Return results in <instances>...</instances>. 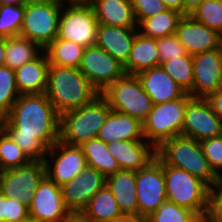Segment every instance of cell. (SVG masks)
<instances>
[{"mask_svg":"<svg viewBox=\"0 0 222 222\" xmlns=\"http://www.w3.org/2000/svg\"><path fill=\"white\" fill-rule=\"evenodd\" d=\"M106 185L112 191L120 212L138 217L136 171L119 170L106 177Z\"/></svg>","mask_w":222,"mask_h":222,"instance_id":"obj_23","label":"cell"},{"mask_svg":"<svg viewBox=\"0 0 222 222\" xmlns=\"http://www.w3.org/2000/svg\"><path fill=\"white\" fill-rule=\"evenodd\" d=\"M90 5L99 24L123 28H138L130 0H93Z\"/></svg>","mask_w":222,"mask_h":222,"instance_id":"obj_25","label":"cell"},{"mask_svg":"<svg viewBox=\"0 0 222 222\" xmlns=\"http://www.w3.org/2000/svg\"><path fill=\"white\" fill-rule=\"evenodd\" d=\"M61 3L67 4H90L93 0H59ZM67 1V2H66Z\"/></svg>","mask_w":222,"mask_h":222,"instance_id":"obj_51","label":"cell"},{"mask_svg":"<svg viewBox=\"0 0 222 222\" xmlns=\"http://www.w3.org/2000/svg\"><path fill=\"white\" fill-rule=\"evenodd\" d=\"M107 148L118 162L120 170L139 171L157 156V149L147 141L119 140L107 143Z\"/></svg>","mask_w":222,"mask_h":222,"instance_id":"obj_19","label":"cell"},{"mask_svg":"<svg viewBox=\"0 0 222 222\" xmlns=\"http://www.w3.org/2000/svg\"><path fill=\"white\" fill-rule=\"evenodd\" d=\"M130 3L138 23L144 18L155 16L168 9L161 0H130Z\"/></svg>","mask_w":222,"mask_h":222,"instance_id":"obj_40","label":"cell"},{"mask_svg":"<svg viewBox=\"0 0 222 222\" xmlns=\"http://www.w3.org/2000/svg\"><path fill=\"white\" fill-rule=\"evenodd\" d=\"M65 222H93V221L87 219L81 213H79V214H70Z\"/></svg>","mask_w":222,"mask_h":222,"instance_id":"obj_49","label":"cell"},{"mask_svg":"<svg viewBox=\"0 0 222 222\" xmlns=\"http://www.w3.org/2000/svg\"><path fill=\"white\" fill-rule=\"evenodd\" d=\"M78 69L100 94L125 74L123 64L97 45L84 49Z\"/></svg>","mask_w":222,"mask_h":222,"instance_id":"obj_13","label":"cell"},{"mask_svg":"<svg viewBox=\"0 0 222 222\" xmlns=\"http://www.w3.org/2000/svg\"><path fill=\"white\" fill-rule=\"evenodd\" d=\"M5 222H10V221H5ZM14 222H38V221H36L33 217L28 215L26 218L19 221H14Z\"/></svg>","mask_w":222,"mask_h":222,"instance_id":"obj_53","label":"cell"},{"mask_svg":"<svg viewBox=\"0 0 222 222\" xmlns=\"http://www.w3.org/2000/svg\"><path fill=\"white\" fill-rule=\"evenodd\" d=\"M219 38H220V45L222 46V31H221V33L219 34Z\"/></svg>","mask_w":222,"mask_h":222,"instance_id":"obj_54","label":"cell"},{"mask_svg":"<svg viewBox=\"0 0 222 222\" xmlns=\"http://www.w3.org/2000/svg\"><path fill=\"white\" fill-rule=\"evenodd\" d=\"M6 38H0V68L5 66Z\"/></svg>","mask_w":222,"mask_h":222,"instance_id":"obj_47","label":"cell"},{"mask_svg":"<svg viewBox=\"0 0 222 222\" xmlns=\"http://www.w3.org/2000/svg\"><path fill=\"white\" fill-rule=\"evenodd\" d=\"M157 156L166 164L203 181L210 189L222 182L210 168L201 143L184 136L173 137L157 148Z\"/></svg>","mask_w":222,"mask_h":222,"instance_id":"obj_3","label":"cell"},{"mask_svg":"<svg viewBox=\"0 0 222 222\" xmlns=\"http://www.w3.org/2000/svg\"><path fill=\"white\" fill-rule=\"evenodd\" d=\"M203 0H183V15H191Z\"/></svg>","mask_w":222,"mask_h":222,"instance_id":"obj_44","label":"cell"},{"mask_svg":"<svg viewBox=\"0 0 222 222\" xmlns=\"http://www.w3.org/2000/svg\"><path fill=\"white\" fill-rule=\"evenodd\" d=\"M6 197L0 193V222H5Z\"/></svg>","mask_w":222,"mask_h":222,"instance_id":"obj_48","label":"cell"},{"mask_svg":"<svg viewBox=\"0 0 222 222\" xmlns=\"http://www.w3.org/2000/svg\"><path fill=\"white\" fill-rule=\"evenodd\" d=\"M162 69L177 82L186 93L193 86V57L190 54L178 56L160 64Z\"/></svg>","mask_w":222,"mask_h":222,"instance_id":"obj_32","label":"cell"},{"mask_svg":"<svg viewBox=\"0 0 222 222\" xmlns=\"http://www.w3.org/2000/svg\"><path fill=\"white\" fill-rule=\"evenodd\" d=\"M181 136L198 142L222 136V120L204 98H192L188 102Z\"/></svg>","mask_w":222,"mask_h":222,"instance_id":"obj_14","label":"cell"},{"mask_svg":"<svg viewBox=\"0 0 222 222\" xmlns=\"http://www.w3.org/2000/svg\"><path fill=\"white\" fill-rule=\"evenodd\" d=\"M45 94L60 116L91 103L100 95L78 68L55 65H49Z\"/></svg>","mask_w":222,"mask_h":222,"instance_id":"obj_2","label":"cell"},{"mask_svg":"<svg viewBox=\"0 0 222 222\" xmlns=\"http://www.w3.org/2000/svg\"><path fill=\"white\" fill-rule=\"evenodd\" d=\"M138 217L148 218L167 201L163 161L156 156L147 167L136 171Z\"/></svg>","mask_w":222,"mask_h":222,"instance_id":"obj_11","label":"cell"},{"mask_svg":"<svg viewBox=\"0 0 222 222\" xmlns=\"http://www.w3.org/2000/svg\"><path fill=\"white\" fill-rule=\"evenodd\" d=\"M44 49L37 43L21 36L6 38L5 66L16 70L37 58Z\"/></svg>","mask_w":222,"mask_h":222,"instance_id":"obj_29","label":"cell"},{"mask_svg":"<svg viewBox=\"0 0 222 222\" xmlns=\"http://www.w3.org/2000/svg\"><path fill=\"white\" fill-rule=\"evenodd\" d=\"M205 100L209 103L211 109L218 115L222 120V88L209 94Z\"/></svg>","mask_w":222,"mask_h":222,"instance_id":"obj_43","label":"cell"},{"mask_svg":"<svg viewBox=\"0 0 222 222\" xmlns=\"http://www.w3.org/2000/svg\"><path fill=\"white\" fill-rule=\"evenodd\" d=\"M28 211L38 222H65L71 214L65 207L61 187L47 176L35 191Z\"/></svg>","mask_w":222,"mask_h":222,"instance_id":"obj_17","label":"cell"},{"mask_svg":"<svg viewBox=\"0 0 222 222\" xmlns=\"http://www.w3.org/2000/svg\"><path fill=\"white\" fill-rule=\"evenodd\" d=\"M101 95L111 110L130 115L143 122L152 110L153 102L136 75L124 74L110 84Z\"/></svg>","mask_w":222,"mask_h":222,"instance_id":"obj_8","label":"cell"},{"mask_svg":"<svg viewBox=\"0 0 222 222\" xmlns=\"http://www.w3.org/2000/svg\"><path fill=\"white\" fill-rule=\"evenodd\" d=\"M159 66V53L156 39L136 34L130 55L123 65L126 74H134Z\"/></svg>","mask_w":222,"mask_h":222,"instance_id":"obj_26","label":"cell"},{"mask_svg":"<svg viewBox=\"0 0 222 222\" xmlns=\"http://www.w3.org/2000/svg\"><path fill=\"white\" fill-rule=\"evenodd\" d=\"M31 160L0 126V169L8 170L27 164Z\"/></svg>","mask_w":222,"mask_h":222,"instance_id":"obj_33","label":"cell"},{"mask_svg":"<svg viewBox=\"0 0 222 222\" xmlns=\"http://www.w3.org/2000/svg\"><path fill=\"white\" fill-rule=\"evenodd\" d=\"M198 215L170 201H165L145 222H194Z\"/></svg>","mask_w":222,"mask_h":222,"instance_id":"obj_37","label":"cell"},{"mask_svg":"<svg viewBox=\"0 0 222 222\" xmlns=\"http://www.w3.org/2000/svg\"><path fill=\"white\" fill-rule=\"evenodd\" d=\"M156 47L159 53V66L162 62L188 54L175 34L156 39Z\"/></svg>","mask_w":222,"mask_h":222,"instance_id":"obj_39","label":"cell"},{"mask_svg":"<svg viewBox=\"0 0 222 222\" xmlns=\"http://www.w3.org/2000/svg\"><path fill=\"white\" fill-rule=\"evenodd\" d=\"M81 214L93 222H105L122 215L107 185L98 191Z\"/></svg>","mask_w":222,"mask_h":222,"instance_id":"obj_30","label":"cell"},{"mask_svg":"<svg viewBox=\"0 0 222 222\" xmlns=\"http://www.w3.org/2000/svg\"><path fill=\"white\" fill-rule=\"evenodd\" d=\"M138 28H123L99 24L95 45L123 65L127 62Z\"/></svg>","mask_w":222,"mask_h":222,"instance_id":"obj_21","label":"cell"},{"mask_svg":"<svg viewBox=\"0 0 222 222\" xmlns=\"http://www.w3.org/2000/svg\"><path fill=\"white\" fill-rule=\"evenodd\" d=\"M208 212L222 222V182L210 190Z\"/></svg>","mask_w":222,"mask_h":222,"instance_id":"obj_42","label":"cell"},{"mask_svg":"<svg viewBox=\"0 0 222 222\" xmlns=\"http://www.w3.org/2000/svg\"><path fill=\"white\" fill-rule=\"evenodd\" d=\"M49 61L45 51L15 70L17 89L21 94L45 93Z\"/></svg>","mask_w":222,"mask_h":222,"instance_id":"obj_24","label":"cell"},{"mask_svg":"<svg viewBox=\"0 0 222 222\" xmlns=\"http://www.w3.org/2000/svg\"><path fill=\"white\" fill-rule=\"evenodd\" d=\"M63 7L57 38L72 41L84 48L95 45L99 23L93 7L90 4H64Z\"/></svg>","mask_w":222,"mask_h":222,"instance_id":"obj_9","label":"cell"},{"mask_svg":"<svg viewBox=\"0 0 222 222\" xmlns=\"http://www.w3.org/2000/svg\"><path fill=\"white\" fill-rule=\"evenodd\" d=\"M45 176L43 161H30L20 167L3 170L0 175V193L29 206Z\"/></svg>","mask_w":222,"mask_h":222,"instance_id":"obj_10","label":"cell"},{"mask_svg":"<svg viewBox=\"0 0 222 222\" xmlns=\"http://www.w3.org/2000/svg\"><path fill=\"white\" fill-rule=\"evenodd\" d=\"M198 222H220L209 212L202 213L198 215Z\"/></svg>","mask_w":222,"mask_h":222,"instance_id":"obj_50","label":"cell"},{"mask_svg":"<svg viewBox=\"0 0 222 222\" xmlns=\"http://www.w3.org/2000/svg\"><path fill=\"white\" fill-rule=\"evenodd\" d=\"M0 126L31 161H44L59 140L60 115L45 93L21 94Z\"/></svg>","mask_w":222,"mask_h":222,"instance_id":"obj_1","label":"cell"},{"mask_svg":"<svg viewBox=\"0 0 222 222\" xmlns=\"http://www.w3.org/2000/svg\"><path fill=\"white\" fill-rule=\"evenodd\" d=\"M193 57V86L188 92L193 98H206L222 88V46L197 53Z\"/></svg>","mask_w":222,"mask_h":222,"instance_id":"obj_15","label":"cell"},{"mask_svg":"<svg viewBox=\"0 0 222 222\" xmlns=\"http://www.w3.org/2000/svg\"><path fill=\"white\" fill-rule=\"evenodd\" d=\"M106 185V177L95 168L86 166L73 180L61 186L66 209L79 214L91 199Z\"/></svg>","mask_w":222,"mask_h":222,"instance_id":"obj_16","label":"cell"},{"mask_svg":"<svg viewBox=\"0 0 222 222\" xmlns=\"http://www.w3.org/2000/svg\"><path fill=\"white\" fill-rule=\"evenodd\" d=\"M43 162L46 176L60 187L73 180L87 166L81 146L66 144L61 140L48 149Z\"/></svg>","mask_w":222,"mask_h":222,"instance_id":"obj_12","label":"cell"},{"mask_svg":"<svg viewBox=\"0 0 222 222\" xmlns=\"http://www.w3.org/2000/svg\"><path fill=\"white\" fill-rule=\"evenodd\" d=\"M84 47L72 41L56 38L44 51L49 65L78 68L83 56Z\"/></svg>","mask_w":222,"mask_h":222,"instance_id":"obj_31","label":"cell"},{"mask_svg":"<svg viewBox=\"0 0 222 222\" xmlns=\"http://www.w3.org/2000/svg\"><path fill=\"white\" fill-rule=\"evenodd\" d=\"M105 222H145V220L137 216L122 214L117 218H113Z\"/></svg>","mask_w":222,"mask_h":222,"instance_id":"obj_45","label":"cell"},{"mask_svg":"<svg viewBox=\"0 0 222 222\" xmlns=\"http://www.w3.org/2000/svg\"><path fill=\"white\" fill-rule=\"evenodd\" d=\"M167 200L197 215L208 212L210 188L200 179L163 162Z\"/></svg>","mask_w":222,"mask_h":222,"instance_id":"obj_5","label":"cell"},{"mask_svg":"<svg viewBox=\"0 0 222 222\" xmlns=\"http://www.w3.org/2000/svg\"><path fill=\"white\" fill-rule=\"evenodd\" d=\"M136 76L153 104L174 101L187 94L161 66L143 70Z\"/></svg>","mask_w":222,"mask_h":222,"instance_id":"obj_20","label":"cell"},{"mask_svg":"<svg viewBox=\"0 0 222 222\" xmlns=\"http://www.w3.org/2000/svg\"><path fill=\"white\" fill-rule=\"evenodd\" d=\"M63 5L59 0H28L19 36L45 49L57 38Z\"/></svg>","mask_w":222,"mask_h":222,"instance_id":"obj_6","label":"cell"},{"mask_svg":"<svg viewBox=\"0 0 222 222\" xmlns=\"http://www.w3.org/2000/svg\"><path fill=\"white\" fill-rule=\"evenodd\" d=\"M25 4H0V38L19 36Z\"/></svg>","mask_w":222,"mask_h":222,"instance_id":"obj_34","label":"cell"},{"mask_svg":"<svg viewBox=\"0 0 222 222\" xmlns=\"http://www.w3.org/2000/svg\"><path fill=\"white\" fill-rule=\"evenodd\" d=\"M182 17L183 14L180 12L167 9L155 16L142 19L137 25L139 27L138 32L145 37L154 39L175 34L177 25Z\"/></svg>","mask_w":222,"mask_h":222,"instance_id":"obj_27","label":"cell"},{"mask_svg":"<svg viewBox=\"0 0 222 222\" xmlns=\"http://www.w3.org/2000/svg\"><path fill=\"white\" fill-rule=\"evenodd\" d=\"M200 143L210 168L222 179V136L205 139Z\"/></svg>","mask_w":222,"mask_h":222,"instance_id":"obj_38","label":"cell"},{"mask_svg":"<svg viewBox=\"0 0 222 222\" xmlns=\"http://www.w3.org/2000/svg\"><path fill=\"white\" fill-rule=\"evenodd\" d=\"M20 93L16 86L15 70L3 66L0 68V119L12 109Z\"/></svg>","mask_w":222,"mask_h":222,"instance_id":"obj_35","label":"cell"},{"mask_svg":"<svg viewBox=\"0 0 222 222\" xmlns=\"http://www.w3.org/2000/svg\"><path fill=\"white\" fill-rule=\"evenodd\" d=\"M190 16L220 34L222 31V0H203Z\"/></svg>","mask_w":222,"mask_h":222,"instance_id":"obj_36","label":"cell"},{"mask_svg":"<svg viewBox=\"0 0 222 222\" xmlns=\"http://www.w3.org/2000/svg\"><path fill=\"white\" fill-rule=\"evenodd\" d=\"M29 215L28 206L20 201L6 197L5 221H19Z\"/></svg>","mask_w":222,"mask_h":222,"instance_id":"obj_41","label":"cell"},{"mask_svg":"<svg viewBox=\"0 0 222 222\" xmlns=\"http://www.w3.org/2000/svg\"><path fill=\"white\" fill-rule=\"evenodd\" d=\"M168 9H173L183 14V0H161Z\"/></svg>","mask_w":222,"mask_h":222,"instance_id":"obj_46","label":"cell"},{"mask_svg":"<svg viewBox=\"0 0 222 222\" xmlns=\"http://www.w3.org/2000/svg\"><path fill=\"white\" fill-rule=\"evenodd\" d=\"M87 166L95 168L105 177L120 170L118 162L110 154L107 143L98 138L90 139L81 145Z\"/></svg>","mask_w":222,"mask_h":222,"instance_id":"obj_28","label":"cell"},{"mask_svg":"<svg viewBox=\"0 0 222 222\" xmlns=\"http://www.w3.org/2000/svg\"><path fill=\"white\" fill-rule=\"evenodd\" d=\"M193 97L186 94L174 101L153 104L143 124L145 140L156 149L165 141L181 136L185 109Z\"/></svg>","mask_w":222,"mask_h":222,"instance_id":"obj_7","label":"cell"},{"mask_svg":"<svg viewBox=\"0 0 222 222\" xmlns=\"http://www.w3.org/2000/svg\"><path fill=\"white\" fill-rule=\"evenodd\" d=\"M175 36L190 55L212 51L221 46L219 34L190 15H183L180 19Z\"/></svg>","mask_w":222,"mask_h":222,"instance_id":"obj_18","label":"cell"},{"mask_svg":"<svg viewBox=\"0 0 222 222\" xmlns=\"http://www.w3.org/2000/svg\"><path fill=\"white\" fill-rule=\"evenodd\" d=\"M28 0H0V4H14L20 5L25 4Z\"/></svg>","mask_w":222,"mask_h":222,"instance_id":"obj_52","label":"cell"},{"mask_svg":"<svg viewBox=\"0 0 222 222\" xmlns=\"http://www.w3.org/2000/svg\"><path fill=\"white\" fill-rule=\"evenodd\" d=\"M108 101L100 94L91 103L60 116L59 140L81 146L97 137L110 113Z\"/></svg>","mask_w":222,"mask_h":222,"instance_id":"obj_4","label":"cell"},{"mask_svg":"<svg viewBox=\"0 0 222 222\" xmlns=\"http://www.w3.org/2000/svg\"><path fill=\"white\" fill-rule=\"evenodd\" d=\"M96 138L104 143L119 140L146 141L143 135V124L140 120L114 110L108 114Z\"/></svg>","mask_w":222,"mask_h":222,"instance_id":"obj_22","label":"cell"}]
</instances>
